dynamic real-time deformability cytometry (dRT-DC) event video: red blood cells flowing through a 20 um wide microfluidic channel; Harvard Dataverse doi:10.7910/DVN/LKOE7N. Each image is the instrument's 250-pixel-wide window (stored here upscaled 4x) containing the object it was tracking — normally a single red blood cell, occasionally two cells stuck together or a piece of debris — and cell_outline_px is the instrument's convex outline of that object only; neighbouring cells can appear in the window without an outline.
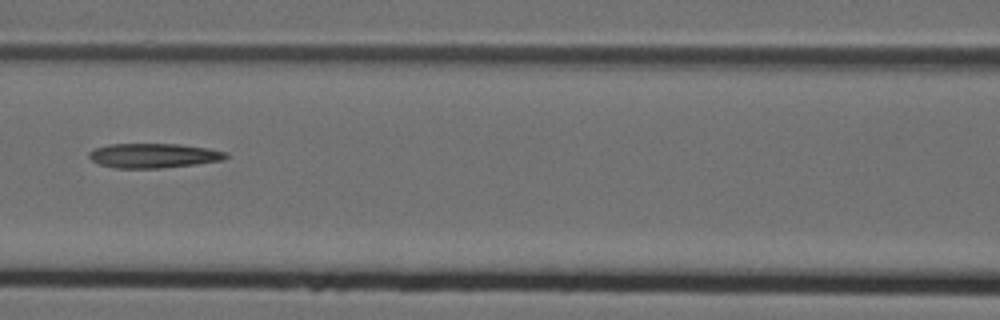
{"species": "Egyptian fruit bat (a non-hibernating species)", "species_latin": "Rousettus aegyptiacus", "temperature_condition": "cold", "stored_images_in_passage": 7, "camera_frame_rate_fps": 3000, "um_per_image_px": 0.085, "animal": {"sex": "female"}, "frame": {"image": 1, "passage_image": 7, "time_ms": 2.0, "image_size_px": [1000, 320], "cell_outline_px": [[228, 156], [224, 160], [196, 164], [160, 168], [116, 168], [100, 164], [92, 160], [88, 156], [88, 152], [96, 148], [108, 144], [180, 144], [208, 148], [228, 152]], "centroid_in_image_um": [13.08, 13.22], "position_along_channel_um": 153.5, "area_um2": 19.59}}